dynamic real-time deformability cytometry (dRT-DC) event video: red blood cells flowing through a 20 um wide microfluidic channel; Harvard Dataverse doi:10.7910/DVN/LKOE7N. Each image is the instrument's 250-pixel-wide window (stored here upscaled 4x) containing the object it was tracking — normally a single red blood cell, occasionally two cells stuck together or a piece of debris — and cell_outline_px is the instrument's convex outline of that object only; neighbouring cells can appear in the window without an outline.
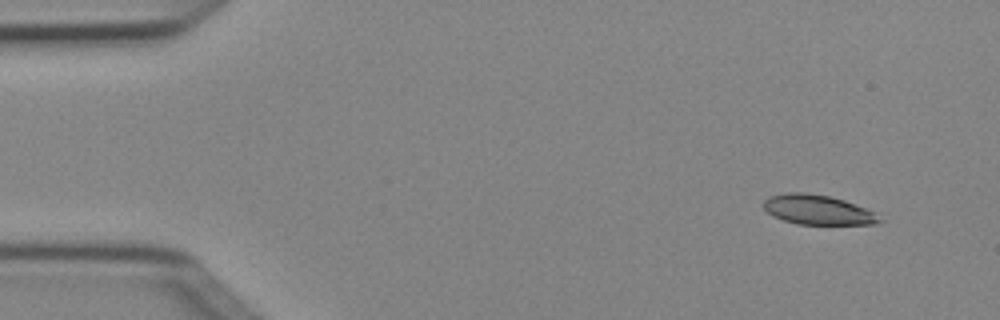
{"species": "Egyptian fruit bat (a non-hibernating species)", "species_latin": "Rousettus aegyptiacus", "temperature_condition": "cold", "stored_images_in_passage": 5, "camera_frame_rate_fps": 3000, "um_per_image_px": 0.085, "animal": {"sex": "female"}, "frame": {"image": 1, "passage_image": 1, "time_ms": 0.0, "image_size_px": [1000, 320], "cell_outline_px": [[884, 220], [876, 224], [796, 224], [772, 216], [760, 204], [768, 196], [784, 192], [804, 192], [828, 196], [844, 200], [876, 212]], "centroid_in_image_um": [69.49, 17.82], "position_along_channel_um": 15.5, "area_um2": 20.29}}
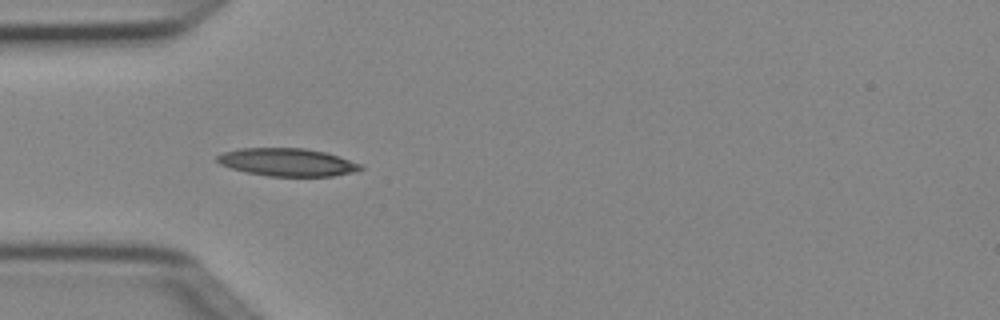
{"frame": {"image": 2, "passage_image": 4, "time_ms": 1.0, "image_size_px": [1000, 320], "cell_outline_px": [[364, 168], [352, 172], [332, 176], [268, 176], [244, 172], [220, 164], [216, 160], [216, 156], [224, 152], [240, 148], [304, 148], [324, 152], [360, 164]], "centroid_in_image_um": [24.36, 13.79], "position_along_channel_um": 60.6, "area_um2": 23.0}}
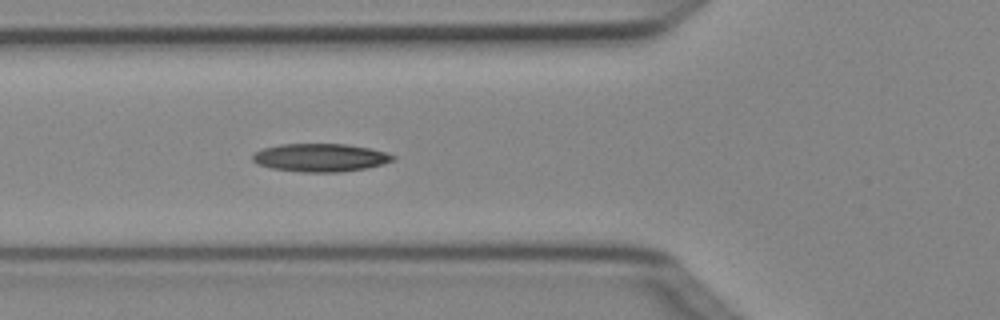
{"frame": {"image": 3, "passage_image": 5, "time_ms": 1.333, "image_size_px": [1000, 320], "cell_outline_px": [[396, 160], [384, 164], [368, 168], [340, 172], [300, 172], [272, 168], [260, 164], [252, 160], [252, 156], [256, 152], [264, 148], [280, 144], [348, 144], [388, 152], [396, 156]], "centroid_in_image_um": [27.3, 13.4], "position_along_channel_um": 98.5, "area_um2": 23.06}}